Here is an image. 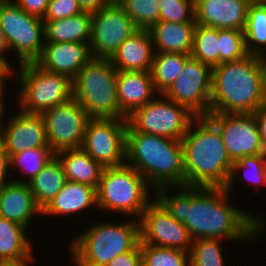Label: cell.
<instances>
[{"mask_svg": "<svg viewBox=\"0 0 266 266\" xmlns=\"http://www.w3.org/2000/svg\"><path fill=\"white\" fill-rule=\"evenodd\" d=\"M154 49L149 31L138 29L117 48L109 60L117 71H150Z\"/></svg>", "mask_w": 266, "mask_h": 266, "instance_id": "7402d4cb", "label": "cell"}, {"mask_svg": "<svg viewBox=\"0 0 266 266\" xmlns=\"http://www.w3.org/2000/svg\"><path fill=\"white\" fill-rule=\"evenodd\" d=\"M149 183L127 164L105 167L99 180L97 205L99 208L133 214L141 218L149 200Z\"/></svg>", "mask_w": 266, "mask_h": 266, "instance_id": "52a82bcc", "label": "cell"}, {"mask_svg": "<svg viewBox=\"0 0 266 266\" xmlns=\"http://www.w3.org/2000/svg\"><path fill=\"white\" fill-rule=\"evenodd\" d=\"M177 188L182 191L169 196L165 194L167 186L161 187L154 191V198L188 229L193 240H251L263 229L262 218L226 204L230 194L226 188L189 185Z\"/></svg>", "mask_w": 266, "mask_h": 266, "instance_id": "6da1fadb", "label": "cell"}, {"mask_svg": "<svg viewBox=\"0 0 266 266\" xmlns=\"http://www.w3.org/2000/svg\"><path fill=\"white\" fill-rule=\"evenodd\" d=\"M92 13L82 12L68 18L44 21L45 43H89L91 38Z\"/></svg>", "mask_w": 266, "mask_h": 266, "instance_id": "484cf974", "label": "cell"}, {"mask_svg": "<svg viewBox=\"0 0 266 266\" xmlns=\"http://www.w3.org/2000/svg\"><path fill=\"white\" fill-rule=\"evenodd\" d=\"M196 115L174 101L153 99L127 117V131L181 140Z\"/></svg>", "mask_w": 266, "mask_h": 266, "instance_id": "9c48e42d", "label": "cell"}, {"mask_svg": "<svg viewBox=\"0 0 266 266\" xmlns=\"http://www.w3.org/2000/svg\"><path fill=\"white\" fill-rule=\"evenodd\" d=\"M207 117L218 127L232 162L243 156L264 154L252 114L209 113Z\"/></svg>", "mask_w": 266, "mask_h": 266, "instance_id": "2e32d148", "label": "cell"}, {"mask_svg": "<svg viewBox=\"0 0 266 266\" xmlns=\"http://www.w3.org/2000/svg\"><path fill=\"white\" fill-rule=\"evenodd\" d=\"M244 36L248 54L259 55L265 58L263 46H266V3L254 0L250 3Z\"/></svg>", "mask_w": 266, "mask_h": 266, "instance_id": "f546056e", "label": "cell"}, {"mask_svg": "<svg viewBox=\"0 0 266 266\" xmlns=\"http://www.w3.org/2000/svg\"><path fill=\"white\" fill-rule=\"evenodd\" d=\"M153 199L154 201H150L141 218H138L140 219V243L189 252L193 239L188 229L174 219L155 198Z\"/></svg>", "mask_w": 266, "mask_h": 266, "instance_id": "9a60e30c", "label": "cell"}, {"mask_svg": "<svg viewBox=\"0 0 266 266\" xmlns=\"http://www.w3.org/2000/svg\"><path fill=\"white\" fill-rule=\"evenodd\" d=\"M126 131L125 118H91L81 148L104 168L124 165Z\"/></svg>", "mask_w": 266, "mask_h": 266, "instance_id": "8fae6325", "label": "cell"}, {"mask_svg": "<svg viewBox=\"0 0 266 266\" xmlns=\"http://www.w3.org/2000/svg\"><path fill=\"white\" fill-rule=\"evenodd\" d=\"M218 28L197 24L194 30L193 46L190 53L195 59L210 66L219 65Z\"/></svg>", "mask_w": 266, "mask_h": 266, "instance_id": "4dcf8cb0", "label": "cell"}, {"mask_svg": "<svg viewBox=\"0 0 266 266\" xmlns=\"http://www.w3.org/2000/svg\"><path fill=\"white\" fill-rule=\"evenodd\" d=\"M0 25L8 49L15 50L20 64L35 62L41 56L45 45L42 40L45 35L44 21L41 18L29 15L13 0H1Z\"/></svg>", "mask_w": 266, "mask_h": 266, "instance_id": "30bf717a", "label": "cell"}, {"mask_svg": "<svg viewBox=\"0 0 266 266\" xmlns=\"http://www.w3.org/2000/svg\"><path fill=\"white\" fill-rule=\"evenodd\" d=\"M156 92L150 71H118L120 118L127 119L135 110L154 99Z\"/></svg>", "mask_w": 266, "mask_h": 266, "instance_id": "ffe728a7", "label": "cell"}, {"mask_svg": "<svg viewBox=\"0 0 266 266\" xmlns=\"http://www.w3.org/2000/svg\"><path fill=\"white\" fill-rule=\"evenodd\" d=\"M140 241V221L96 224L71 245L73 262L77 266H106L116 256L134 249Z\"/></svg>", "mask_w": 266, "mask_h": 266, "instance_id": "5b68a950", "label": "cell"}, {"mask_svg": "<svg viewBox=\"0 0 266 266\" xmlns=\"http://www.w3.org/2000/svg\"><path fill=\"white\" fill-rule=\"evenodd\" d=\"M138 29L116 2L92 13L90 51L93 58L110 59L117 48Z\"/></svg>", "mask_w": 266, "mask_h": 266, "instance_id": "4fadbf2b", "label": "cell"}, {"mask_svg": "<svg viewBox=\"0 0 266 266\" xmlns=\"http://www.w3.org/2000/svg\"><path fill=\"white\" fill-rule=\"evenodd\" d=\"M92 58L89 43H45L41 56L35 63L42 69L64 74L73 79Z\"/></svg>", "mask_w": 266, "mask_h": 266, "instance_id": "d6986e66", "label": "cell"}, {"mask_svg": "<svg viewBox=\"0 0 266 266\" xmlns=\"http://www.w3.org/2000/svg\"><path fill=\"white\" fill-rule=\"evenodd\" d=\"M8 151L5 148L3 140L0 138V188L6 184L4 180L8 169L11 167V160Z\"/></svg>", "mask_w": 266, "mask_h": 266, "instance_id": "7bdbcfd3", "label": "cell"}, {"mask_svg": "<svg viewBox=\"0 0 266 266\" xmlns=\"http://www.w3.org/2000/svg\"><path fill=\"white\" fill-rule=\"evenodd\" d=\"M159 1V20L174 23L195 22V0Z\"/></svg>", "mask_w": 266, "mask_h": 266, "instance_id": "74e56055", "label": "cell"}, {"mask_svg": "<svg viewBox=\"0 0 266 266\" xmlns=\"http://www.w3.org/2000/svg\"><path fill=\"white\" fill-rule=\"evenodd\" d=\"M66 181L62 163L54 155L28 184L36 204L43 210L63 188Z\"/></svg>", "mask_w": 266, "mask_h": 266, "instance_id": "4316f807", "label": "cell"}, {"mask_svg": "<svg viewBox=\"0 0 266 266\" xmlns=\"http://www.w3.org/2000/svg\"><path fill=\"white\" fill-rule=\"evenodd\" d=\"M21 111L43 114L50 108L67 103L73 98L72 79L64 74L51 73L35 62L20 64Z\"/></svg>", "mask_w": 266, "mask_h": 266, "instance_id": "ba28073f", "label": "cell"}, {"mask_svg": "<svg viewBox=\"0 0 266 266\" xmlns=\"http://www.w3.org/2000/svg\"><path fill=\"white\" fill-rule=\"evenodd\" d=\"M49 148L56 154L66 149H79L84 142L91 117L76 99L57 105L43 114Z\"/></svg>", "mask_w": 266, "mask_h": 266, "instance_id": "5bb4252c", "label": "cell"}, {"mask_svg": "<svg viewBox=\"0 0 266 266\" xmlns=\"http://www.w3.org/2000/svg\"><path fill=\"white\" fill-rule=\"evenodd\" d=\"M13 69L11 68L9 62L0 53V83L4 84V78L11 77L13 75Z\"/></svg>", "mask_w": 266, "mask_h": 266, "instance_id": "f6af8a7d", "label": "cell"}, {"mask_svg": "<svg viewBox=\"0 0 266 266\" xmlns=\"http://www.w3.org/2000/svg\"><path fill=\"white\" fill-rule=\"evenodd\" d=\"M266 105V58H244L212 68L210 113L252 114Z\"/></svg>", "mask_w": 266, "mask_h": 266, "instance_id": "7a4b0ae2", "label": "cell"}, {"mask_svg": "<svg viewBox=\"0 0 266 266\" xmlns=\"http://www.w3.org/2000/svg\"><path fill=\"white\" fill-rule=\"evenodd\" d=\"M137 29L149 30L159 21V0H116Z\"/></svg>", "mask_w": 266, "mask_h": 266, "instance_id": "1f68e13d", "label": "cell"}, {"mask_svg": "<svg viewBox=\"0 0 266 266\" xmlns=\"http://www.w3.org/2000/svg\"><path fill=\"white\" fill-rule=\"evenodd\" d=\"M196 22L174 23L159 20L148 31L155 53H191Z\"/></svg>", "mask_w": 266, "mask_h": 266, "instance_id": "603a6c76", "label": "cell"}, {"mask_svg": "<svg viewBox=\"0 0 266 266\" xmlns=\"http://www.w3.org/2000/svg\"><path fill=\"white\" fill-rule=\"evenodd\" d=\"M211 93L212 68L190 56L180 76L160 96L186 106L196 116H207Z\"/></svg>", "mask_w": 266, "mask_h": 266, "instance_id": "7c38bea8", "label": "cell"}, {"mask_svg": "<svg viewBox=\"0 0 266 266\" xmlns=\"http://www.w3.org/2000/svg\"><path fill=\"white\" fill-rule=\"evenodd\" d=\"M194 123L199 124L197 129L193 128ZM181 144L185 185L226 187L233 162L227 154L218 127L207 116L194 118L187 133L181 139Z\"/></svg>", "mask_w": 266, "mask_h": 266, "instance_id": "3957f363", "label": "cell"}, {"mask_svg": "<svg viewBox=\"0 0 266 266\" xmlns=\"http://www.w3.org/2000/svg\"><path fill=\"white\" fill-rule=\"evenodd\" d=\"M190 57L184 53H155L150 73L157 90L163 94L180 76L186 60Z\"/></svg>", "mask_w": 266, "mask_h": 266, "instance_id": "f1b7e54d", "label": "cell"}, {"mask_svg": "<svg viewBox=\"0 0 266 266\" xmlns=\"http://www.w3.org/2000/svg\"><path fill=\"white\" fill-rule=\"evenodd\" d=\"M106 266H142L140 243L134 249L116 256Z\"/></svg>", "mask_w": 266, "mask_h": 266, "instance_id": "ab89813d", "label": "cell"}, {"mask_svg": "<svg viewBox=\"0 0 266 266\" xmlns=\"http://www.w3.org/2000/svg\"><path fill=\"white\" fill-rule=\"evenodd\" d=\"M97 205L96 188L67 180L53 200L42 210L41 214L69 215L81 212L92 205Z\"/></svg>", "mask_w": 266, "mask_h": 266, "instance_id": "cb8c5ba5", "label": "cell"}, {"mask_svg": "<svg viewBox=\"0 0 266 266\" xmlns=\"http://www.w3.org/2000/svg\"><path fill=\"white\" fill-rule=\"evenodd\" d=\"M28 260L21 261H0V266H27Z\"/></svg>", "mask_w": 266, "mask_h": 266, "instance_id": "7dc6e473", "label": "cell"}, {"mask_svg": "<svg viewBox=\"0 0 266 266\" xmlns=\"http://www.w3.org/2000/svg\"><path fill=\"white\" fill-rule=\"evenodd\" d=\"M254 1L261 2V3H266V0H254Z\"/></svg>", "mask_w": 266, "mask_h": 266, "instance_id": "681fc988", "label": "cell"}, {"mask_svg": "<svg viewBox=\"0 0 266 266\" xmlns=\"http://www.w3.org/2000/svg\"><path fill=\"white\" fill-rule=\"evenodd\" d=\"M62 163L66 180L84 183L97 189L104 167L82 148L66 149L55 154Z\"/></svg>", "mask_w": 266, "mask_h": 266, "instance_id": "d4e9b609", "label": "cell"}, {"mask_svg": "<svg viewBox=\"0 0 266 266\" xmlns=\"http://www.w3.org/2000/svg\"><path fill=\"white\" fill-rule=\"evenodd\" d=\"M117 74L109 59L92 57L72 79L73 98L91 118H120Z\"/></svg>", "mask_w": 266, "mask_h": 266, "instance_id": "8992f818", "label": "cell"}, {"mask_svg": "<svg viewBox=\"0 0 266 266\" xmlns=\"http://www.w3.org/2000/svg\"><path fill=\"white\" fill-rule=\"evenodd\" d=\"M54 155L50 148L25 149L11 157V166L18 165L23 170L22 172L28 173L30 175L29 179L25 181L28 183Z\"/></svg>", "mask_w": 266, "mask_h": 266, "instance_id": "d590c367", "label": "cell"}, {"mask_svg": "<svg viewBox=\"0 0 266 266\" xmlns=\"http://www.w3.org/2000/svg\"><path fill=\"white\" fill-rule=\"evenodd\" d=\"M78 0H49L43 21L64 19L82 13Z\"/></svg>", "mask_w": 266, "mask_h": 266, "instance_id": "f35d334b", "label": "cell"}, {"mask_svg": "<svg viewBox=\"0 0 266 266\" xmlns=\"http://www.w3.org/2000/svg\"><path fill=\"white\" fill-rule=\"evenodd\" d=\"M6 50H9L8 49V43H7L4 31H3V29L1 28V25H0V53L2 54Z\"/></svg>", "mask_w": 266, "mask_h": 266, "instance_id": "bcb514c9", "label": "cell"}, {"mask_svg": "<svg viewBox=\"0 0 266 266\" xmlns=\"http://www.w3.org/2000/svg\"><path fill=\"white\" fill-rule=\"evenodd\" d=\"M4 88V86L0 89V132H1V130H3V128H2V119H3V113H4V111H3V109H4V107H5V105L2 103L3 102V99H2V94H3V89Z\"/></svg>", "mask_w": 266, "mask_h": 266, "instance_id": "c3c4849f", "label": "cell"}, {"mask_svg": "<svg viewBox=\"0 0 266 266\" xmlns=\"http://www.w3.org/2000/svg\"><path fill=\"white\" fill-rule=\"evenodd\" d=\"M219 64L233 62L248 55L244 31L219 29Z\"/></svg>", "mask_w": 266, "mask_h": 266, "instance_id": "836d02e7", "label": "cell"}, {"mask_svg": "<svg viewBox=\"0 0 266 266\" xmlns=\"http://www.w3.org/2000/svg\"><path fill=\"white\" fill-rule=\"evenodd\" d=\"M126 164L141 174L153 190L185 185L181 140L126 131Z\"/></svg>", "mask_w": 266, "mask_h": 266, "instance_id": "277c9868", "label": "cell"}, {"mask_svg": "<svg viewBox=\"0 0 266 266\" xmlns=\"http://www.w3.org/2000/svg\"><path fill=\"white\" fill-rule=\"evenodd\" d=\"M240 169L244 170V174L247 172L249 173V170L252 171L251 174L245 175L246 180L252 185L254 184H266V154H259L255 156H243L238 161L233 162L232 165V171L229 178V181L226 185V190L229 192L232 187V182L234 178V175L238 173L237 171H240ZM254 169V171H253ZM246 170H248L246 172Z\"/></svg>", "mask_w": 266, "mask_h": 266, "instance_id": "8d00e7d4", "label": "cell"}, {"mask_svg": "<svg viewBox=\"0 0 266 266\" xmlns=\"http://www.w3.org/2000/svg\"><path fill=\"white\" fill-rule=\"evenodd\" d=\"M140 247L142 266H190L189 252L145 243H140Z\"/></svg>", "mask_w": 266, "mask_h": 266, "instance_id": "d6a6232c", "label": "cell"}, {"mask_svg": "<svg viewBox=\"0 0 266 266\" xmlns=\"http://www.w3.org/2000/svg\"><path fill=\"white\" fill-rule=\"evenodd\" d=\"M21 9L32 16L44 18L49 0H13Z\"/></svg>", "mask_w": 266, "mask_h": 266, "instance_id": "60d3db41", "label": "cell"}, {"mask_svg": "<svg viewBox=\"0 0 266 266\" xmlns=\"http://www.w3.org/2000/svg\"><path fill=\"white\" fill-rule=\"evenodd\" d=\"M253 0H195V22L219 29L244 31Z\"/></svg>", "mask_w": 266, "mask_h": 266, "instance_id": "ac0fdd59", "label": "cell"}, {"mask_svg": "<svg viewBox=\"0 0 266 266\" xmlns=\"http://www.w3.org/2000/svg\"><path fill=\"white\" fill-rule=\"evenodd\" d=\"M24 226L0 217V261L33 260Z\"/></svg>", "mask_w": 266, "mask_h": 266, "instance_id": "83f0119b", "label": "cell"}, {"mask_svg": "<svg viewBox=\"0 0 266 266\" xmlns=\"http://www.w3.org/2000/svg\"><path fill=\"white\" fill-rule=\"evenodd\" d=\"M252 115L257 123L261 145L263 147L264 154H266V105L258 108L252 113Z\"/></svg>", "mask_w": 266, "mask_h": 266, "instance_id": "b9f144b4", "label": "cell"}, {"mask_svg": "<svg viewBox=\"0 0 266 266\" xmlns=\"http://www.w3.org/2000/svg\"><path fill=\"white\" fill-rule=\"evenodd\" d=\"M8 122L1 130L0 138L10 158L25 149L49 148L42 114H29L20 110Z\"/></svg>", "mask_w": 266, "mask_h": 266, "instance_id": "e0dca14e", "label": "cell"}, {"mask_svg": "<svg viewBox=\"0 0 266 266\" xmlns=\"http://www.w3.org/2000/svg\"><path fill=\"white\" fill-rule=\"evenodd\" d=\"M219 239L193 240L190 254V266H224Z\"/></svg>", "mask_w": 266, "mask_h": 266, "instance_id": "e575fe53", "label": "cell"}, {"mask_svg": "<svg viewBox=\"0 0 266 266\" xmlns=\"http://www.w3.org/2000/svg\"><path fill=\"white\" fill-rule=\"evenodd\" d=\"M83 12L94 13L107 5L110 0H78Z\"/></svg>", "mask_w": 266, "mask_h": 266, "instance_id": "ee69618b", "label": "cell"}, {"mask_svg": "<svg viewBox=\"0 0 266 266\" xmlns=\"http://www.w3.org/2000/svg\"><path fill=\"white\" fill-rule=\"evenodd\" d=\"M42 213L36 204L28 183L9 181L0 188V217L16 222L25 228L35 213Z\"/></svg>", "mask_w": 266, "mask_h": 266, "instance_id": "44dd1931", "label": "cell"}]
</instances>
